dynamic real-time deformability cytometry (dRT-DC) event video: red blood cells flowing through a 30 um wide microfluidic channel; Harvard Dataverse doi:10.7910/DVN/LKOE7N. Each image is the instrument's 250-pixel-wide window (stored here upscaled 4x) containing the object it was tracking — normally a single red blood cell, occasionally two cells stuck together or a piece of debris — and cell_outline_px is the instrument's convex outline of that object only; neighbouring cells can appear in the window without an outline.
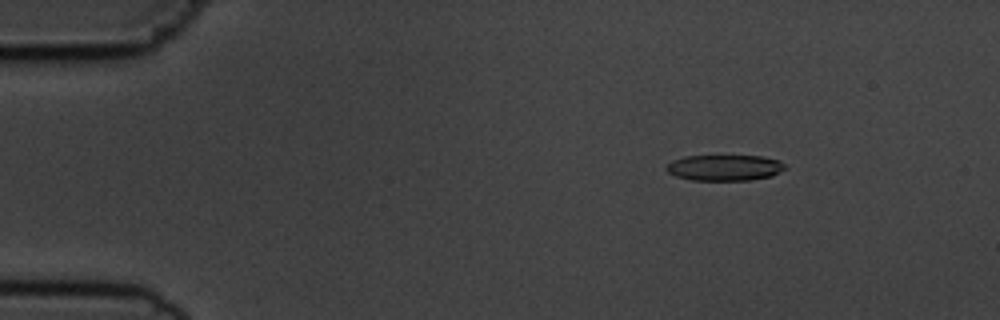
{"species": "common noctule bat (a hibernating species)", "species_latin": "Nyctalus noctula", "temperature_condition": "cold", "stored_images_in_passage": 6, "camera_frame_rate_fps": 3000, "um_per_image_px": 0.085, "animal": {"sex": "male", "body_mass_g": 19.5, "forearm_length_mm": 54.6}, "frame": {"image": 1, "passage_image": 3, "time_ms": 2.333, "image_size_px": [1000, 320], "cell_outline_px": [[788, 168], [772, 176], [752, 180], [692, 180], [676, 176], [668, 172], [664, 168], [672, 160], [684, 156], [764, 156], [780, 160]], "centroid_in_image_um": [61.62, 14.25], "position_along_channel_um": 23.4, "area_um2": 18.09}}
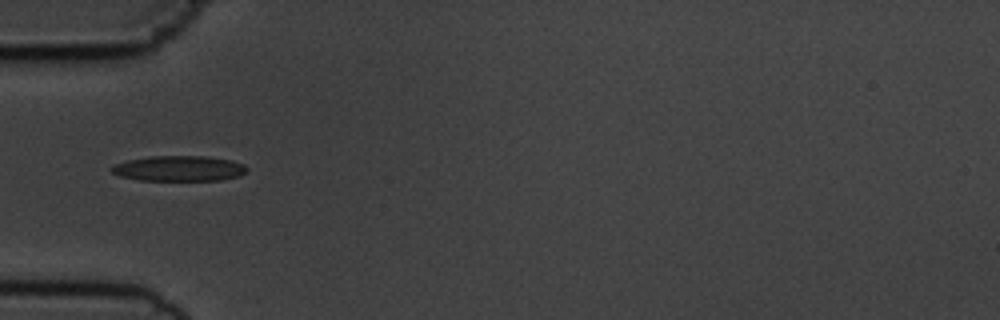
{"frame": {"image": 2, "passage_image": 6, "time_ms": 5.667, "image_size_px": [1000, 320], "cell_outline_px": [[248, 168], [240, 176], [220, 180], [140, 180], [120, 176], [112, 172], [108, 168], [112, 164], [128, 160], [152, 156], [208, 156], [232, 160], [244, 164]], "centroid_in_image_um": [15.2, 14.31], "position_along_channel_um": 69.8, "area_um2": 20.11}}